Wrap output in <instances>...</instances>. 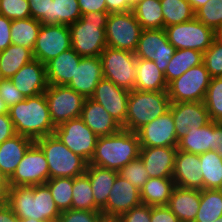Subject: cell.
Segmentation results:
<instances>
[{
	"label": "cell",
	"instance_id": "6da1fadb",
	"mask_svg": "<svg viewBox=\"0 0 222 222\" xmlns=\"http://www.w3.org/2000/svg\"><path fill=\"white\" fill-rule=\"evenodd\" d=\"M6 204L19 219L57 222L61 214L46 184L10 187Z\"/></svg>",
	"mask_w": 222,
	"mask_h": 222
},
{
	"label": "cell",
	"instance_id": "7a4b0ae2",
	"mask_svg": "<svg viewBox=\"0 0 222 222\" xmlns=\"http://www.w3.org/2000/svg\"><path fill=\"white\" fill-rule=\"evenodd\" d=\"M8 114L15 133L34 141L55 132L45 93L26 97L24 101L8 108Z\"/></svg>",
	"mask_w": 222,
	"mask_h": 222
},
{
	"label": "cell",
	"instance_id": "3957f363",
	"mask_svg": "<svg viewBox=\"0 0 222 222\" xmlns=\"http://www.w3.org/2000/svg\"><path fill=\"white\" fill-rule=\"evenodd\" d=\"M140 148L138 134L121 129L115 134L98 137L88 165L119 171L139 157Z\"/></svg>",
	"mask_w": 222,
	"mask_h": 222
},
{
	"label": "cell",
	"instance_id": "277c9868",
	"mask_svg": "<svg viewBox=\"0 0 222 222\" xmlns=\"http://www.w3.org/2000/svg\"><path fill=\"white\" fill-rule=\"evenodd\" d=\"M108 11L83 14L69 25L72 49L81 57L100 56L106 48V24Z\"/></svg>",
	"mask_w": 222,
	"mask_h": 222
},
{
	"label": "cell",
	"instance_id": "5b68a950",
	"mask_svg": "<svg viewBox=\"0 0 222 222\" xmlns=\"http://www.w3.org/2000/svg\"><path fill=\"white\" fill-rule=\"evenodd\" d=\"M168 91H130L124 130L137 132L169 110Z\"/></svg>",
	"mask_w": 222,
	"mask_h": 222
},
{
	"label": "cell",
	"instance_id": "8992f818",
	"mask_svg": "<svg viewBox=\"0 0 222 222\" xmlns=\"http://www.w3.org/2000/svg\"><path fill=\"white\" fill-rule=\"evenodd\" d=\"M48 163L49 179L75 178L86 173L88 162L72 152L55 134L35 140Z\"/></svg>",
	"mask_w": 222,
	"mask_h": 222
},
{
	"label": "cell",
	"instance_id": "52a82bcc",
	"mask_svg": "<svg viewBox=\"0 0 222 222\" xmlns=\"http://www.w3.org/2000/svg\"><path fill=\"white\" fill-rule=\"evenodd\" d=\"M164 29L169 43L176 49H192L204 53L217 38V32L196 17Z\"/></svg>",
	"mask_w": 222,
	"mask_h": 222
},
{
	"label": "cell",
	"instance_id": "ba28073f",
	"mask_svg": "<svg viewBox=\"0 0 222 222\" xmlns=\"http://www.w3.org/2000/svg\"><path fill=\"white\" fill-rule=\"evenodd\" d=\"M100 58L105 79L129 91L134 90L137 57L133 52L106 46Z\"/></svg>",
	"mask_w": 222,
	"mask_h": 222
},
{
	"label": "cell",
	"instance_id": "9c48e42d",
	"mask_svg": "<svg viewBox=\"0 0 222 222\" xmlns=\"http://www.w3.org/2000/svg\"><path fill=\"white\" fill-rule=\"evenodd\" d=\"M133 11L109 13L106 24V44L111 48L135 52L142 32Z\"/></svg>",
	"mask_w": 222,
	"mask_h": 222
},
{
	"label": "cell",
	"instance_id": "30bf717a",
	"mask_svg": "<svg viewBox=\"0 0 222 222\" xmlns=\"http://www.w3.org/2000/svg\"><path fill=\"white\" fill-rule=\"evenodd\" d=\"M44 93L55 128L80 117L86 99L82 94L64 85H48Z\"/></svg>",
	"mask_w": 222,
	"mask_h": 222
},
{
	"label": "cell",
	"instance_id": "8fae6325",
	"mask_svg": "<svg viewBox=\"0 0 222 222\" xmlns=\"http://www.w3.org/2000/svg\"><path fill=\"white\" fill-rule=\"evenodd\" d=\"M210 79L204 63L190 68L168 85L170 102H203Z\"/></svg>",
	"mask_w": 222,
	"mask_h": 222
},
{
	"label": "cell",
	"instance_id": "7c38bea8",
	"mask_svg": "<svg viewBox=\"0 0 222 222\" xmlns=\"http://www.w3.org/2000/svg\"><path fill=\"white\" fill-rule=\"evenodd\" d=\"M54 134L88 163L93 157L98 136L78 117L55 128Z\"/></svg>",
	"mask_w": 222,
	"mask_h": 222
},
{
	"label": "cell",
	"instance_id": "4fadbf2b",
	"mask_svg": "<svg viewBox=\"0 0 222 222\" xmlns=\"http://www.w3.org/2000/svg\"><path fill=\"white\" fill-rule=\"evenodd\" d=\"M49 179L47 159L42 149L34 142L9 179L10 187L45 184Z\"/></svg>",
	"mask_w": 222,
	"mask_h": 222
},
{
	"label": "cell",
	"instance_id": "5bb4252c",
	"mask_svg": "<svg viewBox=\"0 0 222 222\" xmlns=\"http://www.w3.org/2000/svg\"><path fill=\"white\" fill-rule=\"evenodd\" d=\"M175 50L176 48L169 43L164 28L143 29L134 54L137 58L154 61L159 70L165 74Z\"/></svg>",
	"mask_w": 222,
	"mask_h": 222
},
{
	"label": "cell",
	"instance_id": "9a60e30c",
	"mask_svg": "<svg viewBox=\"0 0 222 222\" xmlns=\"http://www.w3.org/2000/svg\"><path fill=\"white\" fill-rule=\"evenodd\" d=\"M72 48L69 25L42 24L33 48V57L43 64Z\"/></svg>",
	"mask_w": 222,
	"mask_h": 222
},
{
	"label": "cell",
	"instance_id": "2e32d148",
	"mask_svg": "<svg viewBox=\"0 0 222 222\" xmlns=\"http://www.w3.org/2000/svg\"><path fill=\"white\" fill-rule=\"evenodd\" d=\"M140 204H142L140 190L125 178L117 175L101 213L105 219H117Z\"/></svg>",
	"mask_w": 222,
	"mask_h": 222
},
{
	"label": "cell",
	"instance_id": "e0dca14e",
	"mask_svg": "<svg viewBox=\"0 0 222 222\" xmlns=\"http://www.w3.org/2000/svg\"><path fill=\"white\" fill-rule=\"evenodd\" d=\"M129 94V90L103 78L99 81L94 94L90 98L102 105L123 128L127 115Z\"/></svg>",
	"mask_w": 222,
	"mask_h": 222
},
{
	"label": "cell",
	"instance_id": "ac0fdd59",
	"mask_svg": "<svg viewBox=\"0 0 222 222\" xmlns=\"http://www.w3.org/2000/svg\"><path fill=\"white\" fill-rule=\"evenodd\" d=\"M140 147H177L178 140L171 111L145 124L137 132Z\"/></svg>",
	"mask_w": 222,
	"mask_h": 222
},
{
	"label": "cell",
	"instance_id": "d6986e66",
	"mask_svg": "<svg viewBox=\"0 0 222 222\" xmlns=\"http://www.w3.org/2000/svg\"><path fill=\"white\" fill-rule=\"evenodd\" d=\"M169 110L175 124L177 140L185 136L190 129L200 128L211 122L204 102L170 103Z\"/></svg>",
	"mask_w": 222,
	"mask_h": 222
},
{
	"label": "cell",
	"instance_id": "ffe728a7",
	"mask_svg": "<svg viewBox=\"0 0 222 222\" xmlns=\"http://www.w3.org/2000/svg\"><path fill=\"white\" fill-rule=\"evenodd\" d=\"M172 179L176 186L202 190L203 177L199 155L177 150Z\"/></svg>",
	"mask_w": 222,
	"mask_h": 222
},
{
	"label": "cell",
	"instance_id": "44dd1931",
	"mask_svg": "<svg viewBox=\"0 0 222 222\" xmlns=\"http://www.w3.org/2000/svg\"><path fill=\"white\" fill-rule=\"evenodd\" d=\"M103 78L100 56L81 57L72 80L66 86L82 94L85 98H90Z\"/></svg>",
	"mask_w": 222,
	"mask_h": 222
},
{
	"label": "cell",
	"instance_id": "7402d4cb",
	"mask_svg": "<svg viewBox=\"0 0 222 222\" xmlns=\"http://www.w3.org/2000/svg\"><path fill=\"white\" fill-rule=\"evenodd\" d=\"M10 80L25 98L42 94L48 87L46 66L36 59L25 64Z\"/></svg>",
	"mask_w": 222,
	"mask_h": 222
},
{
	"label": "cell",
	"instance_id": "603a6c76",
	"mask_svg": "<svg viewBox=\"0 0 222 222\" xmlns=\"http://www.w3.org/2000/svg\"><path fill=\"white\" fill-rule=\"evenodd\" d=\"M177 147H141L139 157L150 178L172 177Z\"/></svg>",
	"mask_w": 222,
	"mask_h": 222
},
{
	"label": "cell",
	"instance_id": "cb8c5ba5",
	"mask_svg": "<svg viewBox=\"0 0 222 222\" xmlns=\"http://www.w3.org/2000/svg\"><path fill=\"white\" fill-rule=\"evenodd\" d=\"M80 118L98 137L112 135L122 129L107 110L91 98L85 99Z\"/></svg>",
	"mask_w": 222,
	"mask_h": 222
},
{
	"label": "cell",
	"instance_id": "d4e9b609",
	"mask_svg": "<svg viewBox=\"0 0 222 222\" xmlns=\"http://www.w3.org/2000/svg\"><path fill=\"white\" fill-rule=\"evenodd\" d=\"M80 59L81 56L70 48L48 61L45 64L48 85L66 86L72 80Z\"/></svg>",
	"mask_w": 222,
	"mask_h": 222
},
{
	"label": "cell",
	"instance_id": "484cf974",
	"mask_svg": "<svg viewBox=\"0 0 222 222\" xmlns=\"http://www.w3.org/2000/svg\"><path fill=\"white\" fill-rule=\"evenodd\" d=\"M35 141L19 134L0 144V171L10 179L28 148Z\"/></svg>",
	"mask_w": 222,
	"mask_h": 222
},
{
	"label": "cell",
	"instance_id": "4316f807",
	"mask_svg": "<svg viewBox=\"0 0 222 222\" xmlns=\"http://www.w3.org/2000/svg\"><path fill=\"white\" fill-rule=\"evenodd\" d=\"M167 206L181 222H194L200 207V190L175 185Z\"/></svg>",
	"mask_w": 222,
	"mask_h": 222
},
{
	"label": "cell",
	"instance_id": "83f0119b",
	"mask_svg": "<svg viewBox=\"0 0 222 222\" xmlns=\"http://www.w3.org/2000/svg\"><path fill=\"white\" fill-rule=\"evenodd\" d=\"M136 69L134 90L148 92L168 90L164 73L159 70L154 61L137 58Z\"/></svg>",
	"mask_w": 222,
	"mask_h": 222
},
{
	"label": "cell",
	"instance_id": "f1b7e54d",
	"mask_svg": "<svg viewBox=\"0 0 222 222\" xmlns=\"http://www.w3.org/2000/svg\"><path fill=\"white\" fill-rule=\"evenodd\" d=\"M85 174L90 180L92 193L95 199V208L101 211L106 205L109 192L113 187L118 171L95 165H88Z\"/></svg>",
	"mask_w": 222,
	"mask_h": 222
},
{
	"label": "cell",
	"instance_id": "f546056e",
	"mask_svg": "<svg viewBox=\"0 0 222 222\" xmlns=\"http://www.w3.org/2000/svg\"><path fill=\"white\" fill-rule=\"evenodd\" d=\"M214 121L207 125L190 129L185 136L178 140L177 149L193 154H203L213 151Z\"/></svg>",
	"mask_w": 222,
	"mask_h": 222
},
{
	"label": "cell",
	"instance_id": "4dcf8cb0",
	"mask_svg": "<svg viewBox=\"0 0 222 222\" xmlns=\"http://www.w3.org/2000/svg\"><path fill=\"white\" fill-rule=\"evenodd\" d=\"M174 187L175 183L172 177L149 178L140 190L142 204L149 206L168 205Z\"/></svg>",
	"mask_w": 222,
	"mask_h": 222
},
{
	"label": "cell",
	"instance_id": "1f68e13d",
	"mask_svg": "<svg viewBox=\"0 0 222 222\" xmlns=\"http://www.w3.org/2000/svg\"><path fill=\"white\" fill-rule=\"evenodd\" d=\"M203 63V53L192 49H176L165 70V79L169 85L181 77L190 68Z\"/></svg>",
	"mask_w": 222,
	"mask_h": 222
},
{
	"label": "cell",
	"instance_id": "d6a6232c",
	"mask_svg": "<svg viewBox=\"0 0 222 222\" xmlns=\"http://www.w3.org/2000/svg\"><path fill=\"white\" fill-rule=\"evenodd\" d=\"M34 59L33 52L23 46L11 44L0 52V69L5 79H11L25 64Z\"/></svg>",
	"mask_w": 222,
	"mask_h": 222
},
{
	"label": "cell",
	"instance_id": "836d02e7",
	"mask_svg": "<svg viewBox=\"0 0 222 222\" xmlns=\"http://www.w3.org/2000/svg\"><path fill=\"white\" fill-rule=\"evenodd\" d=\"M41 25L39 21L32 17L12 20L11 43L23 46L33 52Z\"/></svg>",
	"mask_w": 222,
	"mask_h": 222
},
{
	"label": "cell",
	"instance_id": "e575fe53",
	"mask_svg": "<svg viewBox=\"0 0 222 222\" xmlns=\"http://www.w3.org/2000/svg\"><path fill=\"white\" fill-rule=\"evenodd\" d=\"M142 29L164 28V17L160 0H141L132 9Z\"/></svg>",
	"mask_w": 222,
	"mask_h": 222
},
{
	"label": "cell",
	"instance_id": "d590c367",
	"mask_svg": "<svg viewBox=\"0 0 222 222\" xmlns=\"http://www.w3.org/2000/svg\"><path fill=\"white\" fill-rule=\"evenodd\" d=\"M203 189H222V158L216 151L199 154Z\"/></svg>",
	"mask_w": 222,
	"mask_h": 222
},
{
	"label": "cell",
	"instance_id": "8d00e7d4",
	"mask_svg": "<svg viewBox=\"0 0 222 222\" xmlns=\"http://www.w3.org/2000/svg\"><path fill=\"white\" fill-rule=\"evenodd\" d=\"M222 216V189L200 190V207L194 222H214Z\"/></svg>",
	"mask_w": 222,
	"mask_h": 222
},
{
	"label": "cell",
	"instance_id": "74e56055",
	"mask_svg": "<svg viewBox=\"0 0 222 222\" xmlns=\"http://www.w3.org/2000/svg\"><path fill=\"white\" fill-rule=\"evenodd\" d=\"M82 16L77 0L50 1V16H47L48 25H71Z\"/></svg>",
	"mask_w": 222,
	"mask_h": 222
},
{
	"label": "cell",
	"instance_id": "f35d334b",
	"mask_svg": "<svg viewBox=\"0 0 222 222\" xmlns=\"http://www.w3.org/2000/svg\"><path fill=\"white\" fill-rule=\"evenodd\" d=\"M164 17V28L187 22L195 17L188 0H160Z\"/></svg>",
	"mask_w": 222,
	"mask_h": 222
},
{
	"label": "cell",
	"instance_id": "ab89813d",
	"mask_svg": "<svg viewBox=\"0 0 222 222\" xmlns=\"http://www.w3.org/2000/svg\"><path fill=\"white\" fill-rule=\"evenodd\" d=\"M71 209L98 211L95 208L90 180L86 174L73 178Z\"/></svg>",
	"mask_w": 222,
	"mask_h": 222
},
{
	"label": "cell",
	"instance_id": "60d3db41",
	"mask_svg": "<svg viewBox=\"0 0 222 222\" xmlns=\"http://www.w3.org/2000/svg\"><path fill=\"white\" fill-rule=\"evenodd\" d=\"M60 212L71 209L73 178L56 177L45 183Z\"/></svg>",
	"mask_w": 222,
	"mask_h": 222
},
{
	"label": "cell",
	"instance_id": "b9f144b4",
	"mask_svg": "<svg viewBox=\"0 0 222 222\" xmlns=\"http://www.w3.org/2000/svg\"><path fill=\"white\" fill-rule=\"evenodd\" d=\"M203 102L211 121L218 122L222 118V77L210 79Z\"/></svg>",
	"mask_w": 222,
	"mask_h": 222
},
{
	"label": "cell",
	"instance_id": "7bdbcfd3",
	"mask_svg": "<svg viewBox=\"0 0 222 222\" xmlns=\"http://www.w3.org/2000/svg\"><path fill=\"white\" fill-rule=\"evenodd\" d=\"M195 17L216 32L222 29V0H209L195 12Z\"/></svg>",
	"mask_w": 222,
	"mask_h": 222
},
{
	"label": "cell",
	"instance_id": "ee69618b",
	"mask_svg": "<svg viewBox=\"0 0 222 222\" xmlns=\"http://www.w3.org/2000/svg\"><path fill=\"white\" fill-rule=\"evenodd\" d=\"M118 175L122 178H125L136 188L141 190L144 184L150 178L145 165L140 157L135 160H132L130 163L122 167L118 171Z\"/></svg>",
	"mask_w": 222,
	"mask_h": 222
},
{
	"label": "cell",
	"instance_id": "f6af8a7d",
	"mask_svg": "<svg viewBox=\"0 0 222 222\" xmlns=\"http://www.w3.org/2000/svg\"><path fill=\"white\" fill-rule=\"evenodd\" d=\"M203 63L211 78L222 77V44L217 39L203 53Z\"/></svg>",
	"mask_w": 222,
	"mask_h": 222
},
{
	"label": "cell",
	"instance_id": "bcb514c9",
	"mask_svg": "<svg viewBox=\"0 0 222 222\" xmlns=\"http://www.w3.org/2000/svg\"><path fill=\"white\" fill-rule=\"evenodd\" d=\"M0 15L10 20L31 17L28 0H0Z\"/></svg>",
	"mask_w": 222,
	"mask_h": 222
},
{
	"label": "cell",
	"instance_id": "7dc6e473",
	"mask_svg": "<svg viewBox=\"0 0 222 222\" xmlns=\"http://www.w3.org/2000/svg\"><path fill=\"white\" fill-rule=\"evenodd\" d=\"M101 211L69 209L61 212L57 222H103Z\"/></svg>",
	"mask_w": 222,
	"mask_h": 222
},
{
	"label": "cell",
	"instance_id": "c3c4849f",
	"mask_svg": "<svg viewBox=\"0 0 222 222\" xmlns=\"http://www.w3.org/2000/svg\"><path fill=\"white\" fill-rule=\"evenodd\" d=\"M151 206L140 204L117 218L118 222H150Z\"/></svg>",
	"mask_w": 222,
	"mask_h": 222
},
{
	"label": "cell",
	"instance_id": "681fc988",
	"mask_svg": "<svg viewBox=\"0 0 222 222\" xmlns=\"http://www.w3.org/2000/svg\"><path fill=\"white\" fill-rule=\"evenodd\" d=\"M0 96L8 108L25 100V97L17 90L10 79H4L0 83Z\"/></svg>",
	"mask_w": 222,
	"mask_h": 222
},
{
	"label": "cell",
	"instance_id": "f907efd6",
	"mask_svg": "<svg viewBox=\"0 0 222 222\" xmlns=\"http://www.w3.org/2000/svg\"><path fill=\"white\" fill-rule=\"evenodd\" d=\"M50 1L52 0H28L31 17L41 24H47V16H50Z\"/></svg>",
	"mask_w": 222,
	"mask_h": 222
},
{
	"label": "cell",
	"instance_id": "816d5d0a",
	"mask_svg": "<svg viewBox=\"0 0 222 222\" xmlns=\"http://www.w3.org/2000/svg\"><path fill=\"white\" fill-rule=\"evenodd\" d=\"M150 222H181L167 205L151 206Z\"/></svg>",
	"mask_w": 222,
	"mask_h": 222
},
{
	"label": "cell",
	"instance_id": "f5cc1de1",
	"mask_svg": "<svg viewBox=\"0 0 222 222\" xmlns=\"http://www.w3.org/2000/svg\"><path fill=\"white\" fill-rule=\"evenodd\" d=\"M12 20L0 15V52L7 49L11 43Z\"/></svg>",
	"mask_w": 222,
	"mask_h": 222
},
{
	"label": "cell",
	"instance_id": "db71d44e",
	"mask_svg": "<svg viewBox=\"0 0 222 222\" xmlns=\"http://www.w3.org/2000/svg\"><path fill=\"white\" fill-rule=\"evenodd\" d=\"M16 135L8 113L0 114V144Z\"/></svg>",
	"mask_w": 222,
	"mask_h": 222
},
{
	"label": "cell",
	"instance_id": "11a10c76",
	"mask_svg": "<svg viewBox=\"0 0 222 222\" xmlns=\"http://www.w3.org/2000/svg\"><path fill=\"white\" fill-rule=\"evenodd\" d=\"M81 14L107 11L106 0H77Z\"/></svg>",
	"mask_w": 222,
	"mask_h": 222
},
{
	"label": "cell",
	"instance_id": "9f6ffc18",
	"mask_svg": "<svg viewBox=\"0 0 222 222\" xmlns=\"http://www.w3.org/2000/svg\"><path fill=\"white\" fill-rule=\"evenodd\" d=\"M106 6L109 13L129 12L133 9L127 0H106Z\"/></svg>",
	"mask_w": 222,
	"mask_h": 222
},
{
	"label": "cell",
	"instance_id": "6f0895ef",
	"mask_svg": "<svg viewBox=\"0 0 222 222\" xmlns=\"http://www.w3.org/2000/svg\"><path fill=\"white\" fill-rule=\"evenodd\" d=\"M213 151H216L222 158V126L214 121Z\"/></svg>",
	"mask_w": 222,
	"mask_h": 222
},
{
	"label": "cell",
	"instance_id": "680465c9",
	"mask_svg": "<svg viewBox=\"0 0 222 222\" xmlns=\"http://www.w3.org/2000/svg\"><path fill=\"white\" fill-rule=\"evenodd\" d=\"M9 191V179L0 171V205L7 202Z\"/></svg>",
	"mask_w": 222,
	"mask_h": 222
},
{
	"label": "cell",
	"instance_id": "91938a15",
	"mask_svg": "<svg viewBox=\"0 0 222 222\" xmlns=\"http://www.w3.org/2000/svg\"><path fill=\"white\" fill-rule=\"evenodd\" d=\"M0 222H19V218L6 203L0 205Z\"/></svg>",
	"mask_w": 222,
	"mask_h": 222
},
{
	"label": "cell",
	"instance_id": "94428289",
	"mask_svg": "<svg viewBox=\"0 0 222 222\" xmlns=\"http://www.w3.org/2000/svg\"><path fill=\"white\" fill-rule=\"evenodd\" d=\"M192 9L196 12L200 7L206 4L209 0H188Z\"/></svg>",
	"mask_w": 222,
	"mask_h": 222
},
{
	"label": "cell",
	"instance_id": "6125c7cd",
	"mask_svg": "<svg viewBox=\"0 0 222 222\" xmlns=\"http://www.w3.org/2000/svg\"><path fill=\"white\" fill-rule=\"evenodd\" d=\"M8 113V107L0 96V114Z\"/></svg>",
	"mask_w": 222,
	"mask_h": 222
},
{
	"label": "cell",
	"instance_id": "be15d7a7",
	"mask_svg": "<svg viewBox=\"0 0 222 222\" xmlns=\"http://www.w3.org/2000/svg\"><path fill=\"white\" fill-rule=\"evenodd\" d=\"M19 222H44V221H39L33 218H26V219H19Z\"/></svg>",
	"mask_w": 222,
	"mask_h": 222
},
{
	"label": "cell",
	"instance_id": "e7e4bbea",
	"mask_svg": "<svg viewBox=\"0 0 222 222\" xmlns=\"http://www.w3.org/2000/svg\"><path fill=\"white\" fill-rule=\"evenodd\" d=\"M216 39L222 44V29L217 31V38Z\"/></svg>",
	"mask_w": 222,
	"mask_h": 222
},
{
	"label": "cell",
	"instance_id": "03108f58",
	"mask_svg": "<svg viewBox=\"0 0 222 222\" xmlns=\"http://www.w3.org/2000/svg\"><path fill=\"white\" fill-rule=\"evenodd\" d=\"M127 1L133 7L135 4H137L141 0H127Z\"/></svg>",
	"mask_w": 222,
	"mask_h": 222
},
{
	"label": "cell",
	"instance_id": "003e7915",
	"mask_svg": "<svg viewBox=\"0 0 222 222\" xmlns=\"http://www.w3.org/2000/svg\"><path fill=\"white\" fill-rule=\"evenodd\" d=\"M103 222H118L117 219H104Z\"/></svg>",
	"mask_w": 222,
	"mask_h": 222
},
{
	"label": "cell",
	"instance_id": "a7ac6f4b",
	"mask_svg": "<svg viewBox=\"0 0 222 222\" xmlns=\"http://www.w3.org/2000/svg\"><path fill=\"white\" fill-rule=\"evenodd\" d=\"M5 78L2 75L1 69H0V83L4 80Z\"/></svg>",
	"mask_w": 222,
	"mask_h": 222
},
{
	"label": "cell",
	"instance_id": "89a4df30",
	"mask_svg": "<svg viewBox=\"0 0 222 222\" xmlns=\"http://www.w3.org/2000/svg\"><path fill=\"white\" fill-rule=\"evenodd\" d=\"M214 222H222V216H220L218 219H216Z\"/></svg>",
	"mask_w": 222,
	"mask_h": 222
},
{
	"label": "cell",
	"instance_id": "2644e50d",
	"mask_svg": "<svg viewBox=\"0 0 222 222\" xmlns=\"http://www.w3.org/2000/svg\"><path fill=\"white\" fill-rule=\"evenodd\" d=\"M218 123L222 126V118L218 121Z\"/></svg>",
	"mask_w": 222,
	"mask_h": 222
}]
</instances>
